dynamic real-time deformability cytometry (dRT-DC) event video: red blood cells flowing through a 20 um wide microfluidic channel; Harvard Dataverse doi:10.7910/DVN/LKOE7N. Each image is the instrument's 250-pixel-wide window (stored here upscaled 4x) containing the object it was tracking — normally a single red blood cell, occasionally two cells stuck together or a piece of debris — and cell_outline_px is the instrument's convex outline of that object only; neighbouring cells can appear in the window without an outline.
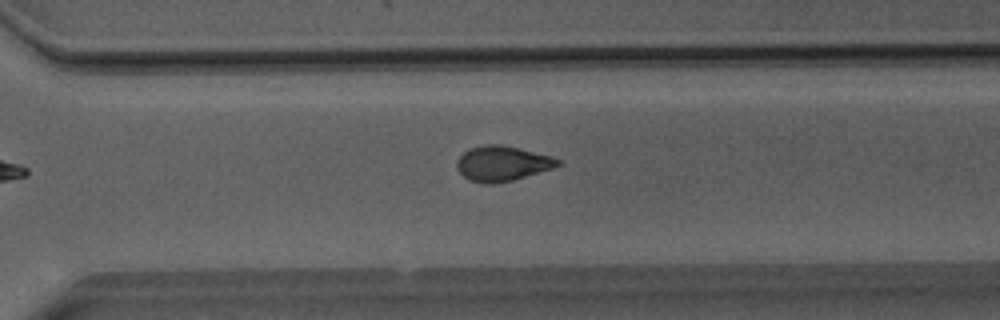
{"species": "Egyptian fruit bat (a non-hibernating species)", "species_latin": "Rousettus aegyptiacus", "temperature_condition": "room temperature", "stored_images_in_passage": 35, "camera_frame_rate_fps": 3000, "um_per_image_px": 0.085, "animal": {"sex": "male"}, "frame": {"image": 1, "passage_image": 20, "time_ms": 6.333, "image_size_px": [1000, 320], "cell_outline_px": [[564, 164], [552, 168], [512, 180], [492, 184], [488, 184], [468, 180], [456, 168], [456, 160], [468, 148], [484, 144], [500, 144], [552, 156], [560, 160]], "centroid_in_image_um": [42.67, 13.89], "position_along_channel_um": 327.9, "area_um2": 20.63}}
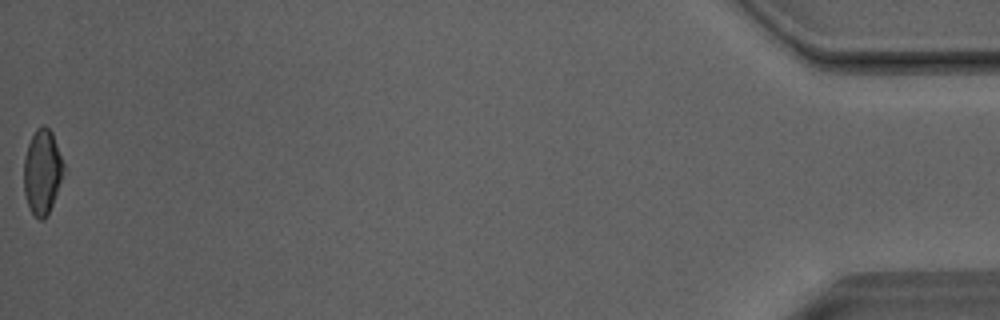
{"frame": {"image": 2, "passage_image": 35, "time_ms": 11.333, "image_size_px": [1000, 320], "cell_outline_px": [[64, 168], [48, 216], [44, 220], [40, 220], [32, 212], [28, 204], [24, 192], [24, 160], [28, 144], [36, 128], [44, 124], [52, 132], [64, 164]], "centroid_in_image_um": [3.58, 14.59], "position_along_channel_um": 431.6, "area_um2": 19.31}, "authors_computed_cell_mechanics": {"area_um2": 20.4034, "velocity_mm_per_s": 4.0553, "shape_relaxation_time_tau1_ms": 7.6412, "shape_relaxation_time_tau2_ms": 3.139, "deformation_change_tau1": 0.1868, "deformation_change_tau2": 0.0943}}